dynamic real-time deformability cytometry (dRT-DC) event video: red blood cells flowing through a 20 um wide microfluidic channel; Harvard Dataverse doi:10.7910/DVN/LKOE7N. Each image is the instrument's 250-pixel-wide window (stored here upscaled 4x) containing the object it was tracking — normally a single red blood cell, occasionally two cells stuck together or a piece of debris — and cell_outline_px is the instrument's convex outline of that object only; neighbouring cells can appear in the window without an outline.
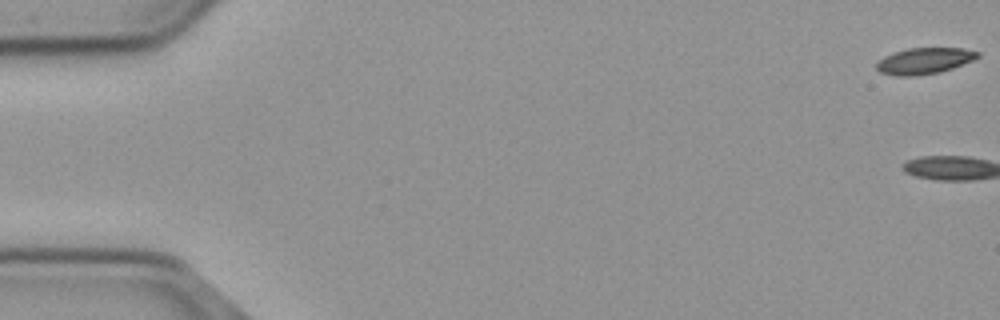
{"species": "common noctule bat (a hibernating species)", "species_latin": "Nyctalus noctula", "temperature_condition": "cold", "stored_images_in_passage": 3, "camera_frame_rate_fps": 3000, "um_per_image_px": 0.085, "animal": {"sex": "male", "body_mass_g": 23.1, "forearm_length_mm": 52.7}, "frame": {"image": 1, "passage_image": 1, "time_ms": 0.0, "image_size_px": [1000, 320], "cell_outline_px": [[980, 56], [972, 60], [952, 68], [940, 72], [912, 76], [896, 76], [880, 72], [876, 68], [876, 64], [884, 56], [892, 52], [908, 48], [964, 48], [980, 52]], "centroid_in_image_um": [78.55, 5.16], "position_along_channel_um": 6.4, "area_um2": 15.43}}